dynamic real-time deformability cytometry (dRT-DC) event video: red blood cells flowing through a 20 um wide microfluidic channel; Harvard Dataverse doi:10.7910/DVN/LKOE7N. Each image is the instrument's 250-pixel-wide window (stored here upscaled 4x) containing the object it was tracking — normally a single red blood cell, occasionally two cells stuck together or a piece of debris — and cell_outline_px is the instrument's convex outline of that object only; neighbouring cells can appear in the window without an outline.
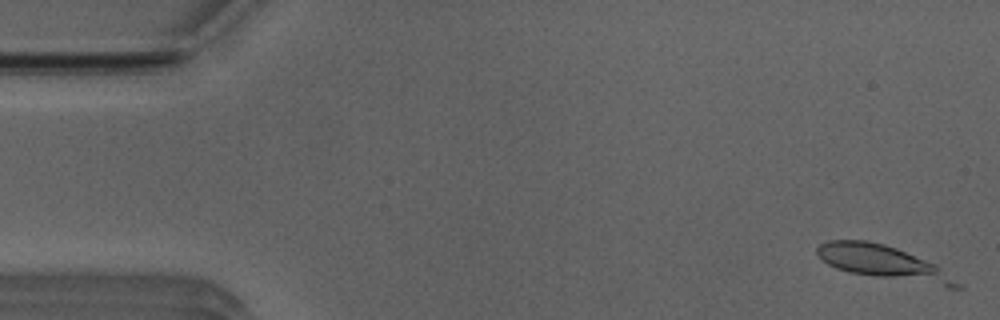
{"species": "Egyptian fruit bat (a non-hibernating species)", "species_latin": "Rousettus aegyptiacus", "temperature_condition": "room temperature", "stored_images_in_passage": 5, "camera_frame_rate_fps": 3000, "um_per_image_px": 0.085, "animal": {"sex": "male"}, "frame": {"image": 1, "passage_image": 2, "time_ms": 0.333, "image_size_px": [1000, 320], "cell_outline_px": [[936, 276], [876, 276], [848, 272], [836, 268], [828, 264], [816, 252], [816, 248], [820, 244], [828, 240], [868, 240], [884, 244], [896, 248], [936, 264]], "centroid_in_image_um": [74.25, 22.02], "position_along_channel_um": 10.8, "area_um2": 22.48}}